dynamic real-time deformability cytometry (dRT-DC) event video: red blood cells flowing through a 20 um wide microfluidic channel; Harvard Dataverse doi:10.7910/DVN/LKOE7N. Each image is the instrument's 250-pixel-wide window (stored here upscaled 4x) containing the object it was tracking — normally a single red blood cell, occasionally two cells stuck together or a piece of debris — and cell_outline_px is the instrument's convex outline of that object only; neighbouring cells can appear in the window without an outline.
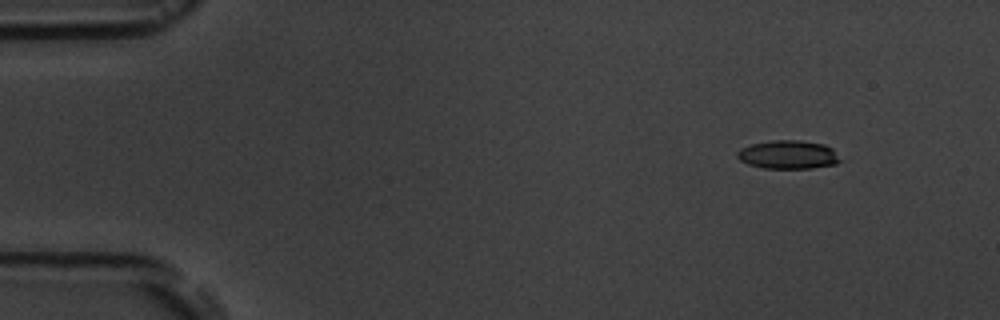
{"species": "common noctule bat (a hibernating species)", "species_latin": "Nyctalus noctula", "temperature_condition": "room temperature", "stored_images_in_passage": 4, "camera_frame_rate_fps": 3000, "um_per_image_px": 0.085, "animal": {"sex": "male", "body_mass_g": 19.5, "forearm_length_mm": 54.6}, "frame": {"image": 1, "passage_image": 1, "time_ms": 0.0, "image_size_px": [1000, 320], "cell_outline_px": [[844, 160], [836, 164], [812, 168], [764, 168], [748, 164], [740, 160], [736, 156], [736, 152], [740, 148], [752, 144], [772, 140], [800, 140], [824, 144], [832, 148]], "centroid_in_image_um": [67.03, 13.14], "position_along_channel_um": 18.0, "area_um2": 17.28}}